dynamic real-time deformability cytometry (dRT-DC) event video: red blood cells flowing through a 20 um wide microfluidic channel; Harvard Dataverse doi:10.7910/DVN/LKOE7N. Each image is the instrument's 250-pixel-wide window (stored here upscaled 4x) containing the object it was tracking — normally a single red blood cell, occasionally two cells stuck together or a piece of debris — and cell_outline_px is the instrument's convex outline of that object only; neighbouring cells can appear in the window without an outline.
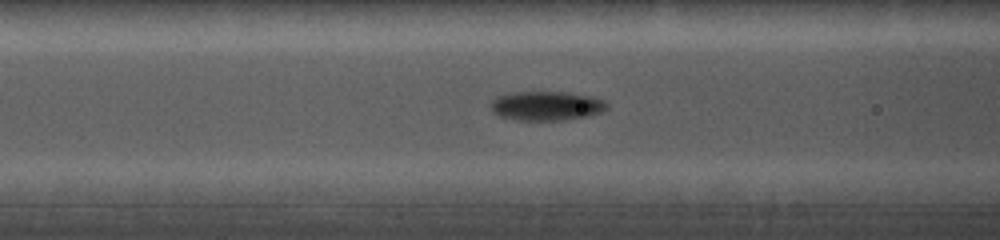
{"species": "common noctule bat (a hibernating species)", "species_latin": "Nyctalus noctula", "temperature_condition": "cold", "stored_images_in_passage": 16, "camera_frame_rate_fps": 5000, "um_per_image_px": 0.085, "animal": {"sex": "female", "body_mass_g": 19.0, "forearm_length_mm": 56.7}, "frame": {"image": 1, "passage_image": 5, "time_ms": 2.6, "image_size_px": [1000, 240], "cell_outline_px": [[608, 108], [600, 112], [584, 116], [564, 120], [516, 120], [500, 116], [492, 112], [488, 104], [492, 100], [508, 92], [568, 92], [592, 96], [604, 100], [608, 104]], "centroid_in_image_um": [46.41, 8.99], "position_along_channel_um": 120.2, "area_um2": 19.88}}
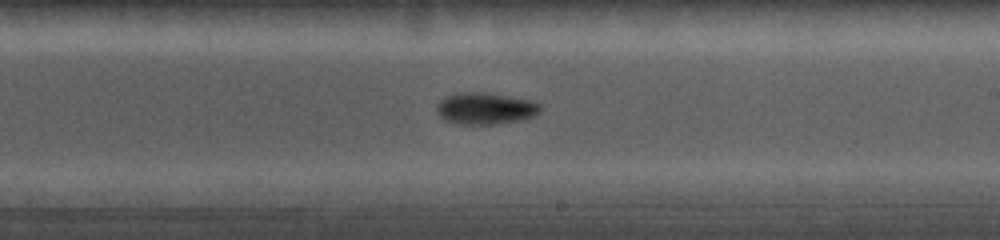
{"frame": {"image": 2, "passage_image": 10, "time_ms": 5.8, "image_size_px": [1000, 240], "cell_outline_px": [[540, 112], [536, 116], [524, 120], [496, 124], [460, 124], [444, 120], [436, 112], [436, 104], [444, 96], [456, 92], [488, 92], [528, 100], [540, 104]], "centroid_in_image_um": [41.23, 9.22], "position_along_channel_um": 247.8, "area_um2": 19.48}}
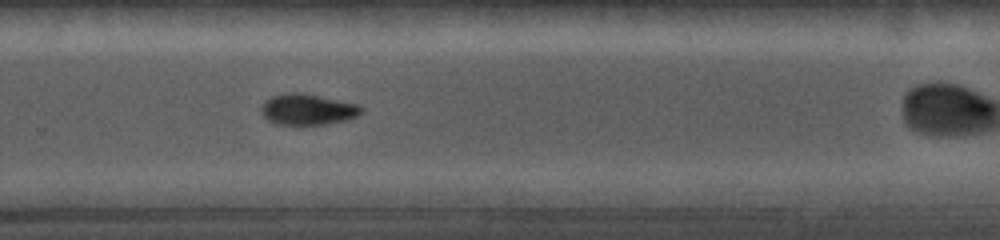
{"frame": {"image": 3, "passage_image": 12, "time_ms": 7.2, "image_size_px": [1000, 240], "cell_outline_px": [[364, 108], [356, 116], [348, 120], [324, 124], [276, 124], [268, 120], [264, 116], [260, 108], [264, 100], [272, 96], [292, 92], [304, 92], [360, 104]], "centroid_in_image_um": [26.16, 9.28], "position_along_channel_um": 303.6, "area_um2": 18.21}}